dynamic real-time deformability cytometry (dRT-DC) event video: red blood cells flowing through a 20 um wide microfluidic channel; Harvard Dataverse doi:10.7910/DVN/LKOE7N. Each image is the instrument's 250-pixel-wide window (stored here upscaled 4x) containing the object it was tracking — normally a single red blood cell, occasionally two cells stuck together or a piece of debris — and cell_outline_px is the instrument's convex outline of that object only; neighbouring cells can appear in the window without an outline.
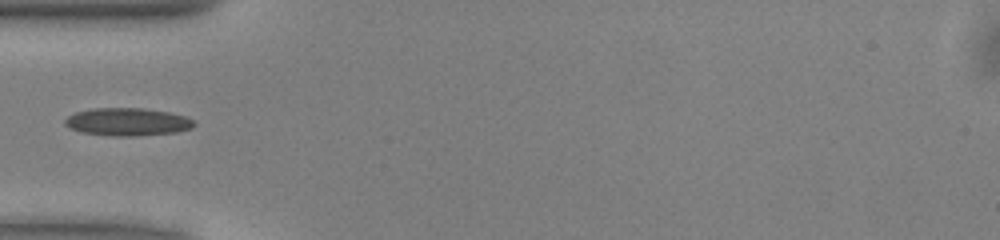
{"species": "common noctule bat (a hibernating species)", "species_latin": "Nyctalus noctula", "temperature_condition": "warm", "stored_images_in_passage": 35, "camera_frame_rate_fps": 3000, "um_per_image_px": 0.085, "animal": {"sex": "male", "body_mass_g": 13.0, "forearm_length_mm": 53.1}, "frame": {"image": 1, "passage_image": 1, "time_ms": 0.0, "image_size_px": [1000, 240], "cell_outline_px": [[196, 124], [192, 128], [176, 132], [136, 136], [112, 136], [80, 132], [68, 128], [64, 124], [64, 120], [68, 116], [76, 112], [92, 108], [144, 108], [168, 112], [184, 116], [192, 120]], "centroid_in_image_um": [10.8, 10.36], "position_along_channel_um": 74.2, "area_um2": 20.98}}
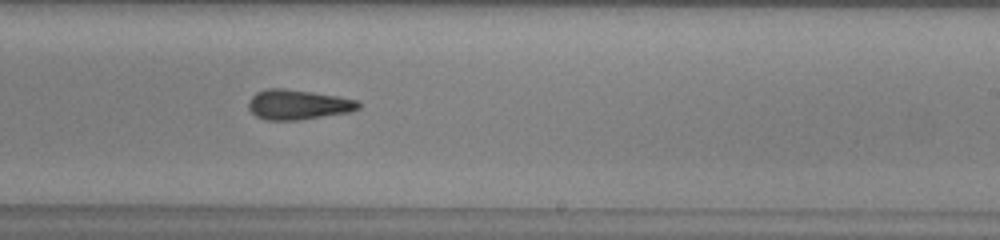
{"frame": {"image": 2, "passage_image": 15, "time_ms": 4.667, "image_size_px": [1000, 240], "cell_outline_px": [[360, 108], [352, 112], [296, 120], [264, 120], [256, 116], [248, 108], [248, 100], [256, 92], [268, 88], [284, 88], [312, 92], [336, 96], [356, 100], [360, 104]], "centroid_in_image_um": [25.3, 8.89], "position_along_channel_um": 263.7, "area_um2": 19.19}}
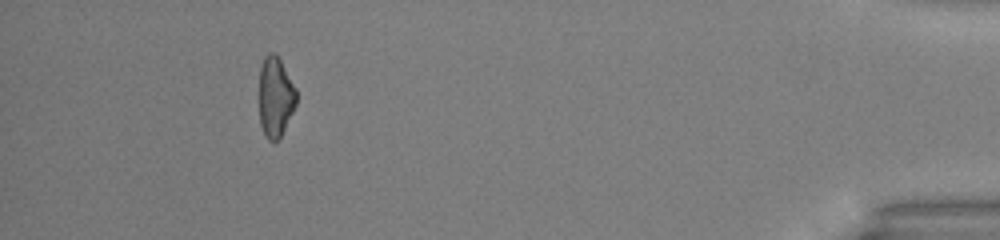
{"frame": {"image": 3, "passage_image": 31, "time_ms": 10.0, "image_size_px": [1000, 240], "cell_outline_px": [[296, 104], [280, 136], [276, 140], [268, 140], [260, 124], [260, 68], [264, 56], [268, 52], [276, 52], [296, 88]], "centroid_in_image_um": [23.41, 8.17], "position_along_channel_um": 411.8, "area_um2": 17.11}}